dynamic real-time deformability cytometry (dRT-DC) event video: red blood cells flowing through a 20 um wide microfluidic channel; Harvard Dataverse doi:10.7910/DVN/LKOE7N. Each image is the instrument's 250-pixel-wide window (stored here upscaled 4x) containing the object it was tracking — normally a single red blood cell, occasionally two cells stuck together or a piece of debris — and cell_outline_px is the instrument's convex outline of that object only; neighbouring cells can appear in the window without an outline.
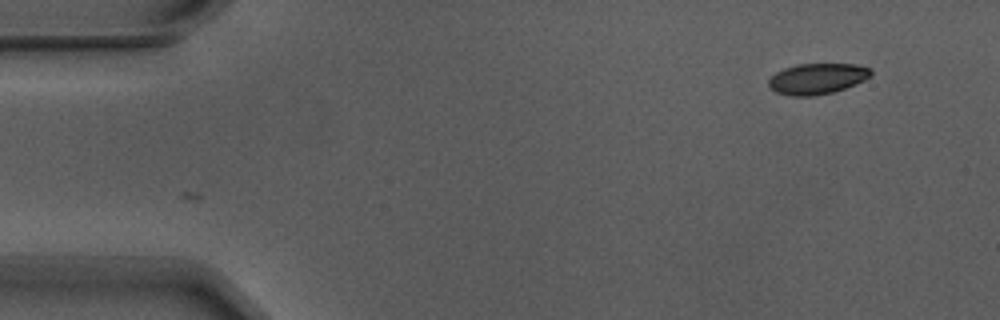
{"species": "Egyptian fruit bat (a non-hibernating species)", "species_latin": "Rousettus aegyptiacus", "temperature_condition": "warm", "stored_images_in_passage": 3, "camera_frame_rate_fps": 3000, "um_per_image_px": 0.085, "animal": {"sex": "male"}, "frame": {"image": 1, "passage_image": 3, "time_ms": 0.667, "image_size_px": [1000, 320], "cell_outline_px": [[872, 72], [864, 80], [844, 88], [832, 92], [812, 96], [792, 96], [776, 92], [768, 84], [768, 80], [776, 72], [784, 68], [796, 64], [856, 64], [872, 68]], "centroid_in_image_um": [69.45, 6.68], "position_along_channel_um": 15.6, "area_um2": 18.21}}